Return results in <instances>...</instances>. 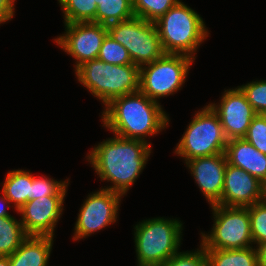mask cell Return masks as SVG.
<instances>
[{"instance_id": "obj_25", "label": "cell", "mask_w": 266, "mask_h": 266, "mask_svg": "<svg viewBox=\"0 0 266 266\" xmlns=\"http://www.w3.org/2000/svg\"><path fill=\"white\" fill-rule=\"evenodd\" d=\"M68 184V179L59 182L48 177H34L32 175L31 200L44 196H66Z\"/></svg>"}, {"instance_id": "obj_34", "label": "cell", "mask_w": 266, "mask_h": 266, "mask_svg": "<svg viewBox=\"0 0 266 266\" xmlns=\"http://www.w3.org/2000/svg\"><path fill=\"white\" fill-rule=\"evenodd\" d=\"M93 1H96V4H101V2H102L103 0H93Z\"/></svg>"}, {"instance_id": "obj_9", "label": "cell", "mask_w": 266, "mask_h": 266, "mask_svg": "<svg viewBox=\"0 0 266 266\" xmlns=\"http://www.w3.org/2000/svg\"><path fill=\"white\" fill-rule=\"evenodd\" d=\"M108 34L123 45L136 66H143L160 58L164 52L154 22L134 16L107 26Z\"/></svg>"}, {"instance_id": "obj_13", "label": "cell", "mask_w": 266, "mask_h": 266, "mask_svg": "<svg viewBox=\"0 0 266 266\" xmlns=\"http://www.w3.org/2000/svg\"><path fill=\"white\" fill-rule=\"evenodd\" d=\"M265 199V185L245 170L226 165L221 200L217 205L248 207Z\"/></svg>"}, {"instance_id": "obj_5", "label": "cell", "mask_w": 266, "mask_h": 266, "mask_svg": "<svg viewBox=\"0 0 266 266\" xmlns=\"http://www.w3.org/2000/svg\"><path fill=\"white\" fill-rule=\"evenodd\" d=\"M137 266H162L178 253L182 222L176 219L153 218L135 227Z\"/></svg>"}, {"instance_id": "obj_10", "label": "cell", "mask_w": 266, "mask_h": 266, "mask_svg": "<svg viewBox=\"0 0 266 266\" xmlns=\"http://www.w3.org/2000/svg\"><path fill=\"white\" fill-rule=\"evenodd\" d=\"M122 196L104 188L88 195L79 210L73 239H83L116 222Z\"/></svg>"}, {"instance_id": "obj_32", "label": "cell", "mask_w": 266, "mask_h": 266, "mask_svg": "<svg viewBox=\"0 0 266 266\" xmlns=\"http://www.w3.org/2000/svg\"><path fill=\"white\" fill-rule=\"evenodd\" d=\"M2 195H3L2 197L0 196V197H1L0 200H1V202H3L4 204H3V203H2L3 205L0 204V217H8V216H11V215L6 211V209H5L6 207H8V208L11 207V206H10V204H11V203H10V200L4 195L3 192H2ZM5 204H6L7 206H6Z\"/></svg>"}, {"instance_id": "obj_22", "label": "cell", "mask_w": 266, "mask_h": 266, "mask_svg": "<svg viewBox=\"0 0 266 266\" xmlns=\"http://www.w3.org/2000/svg\"><path fill=\"white\" fill-rule=\"evenodd\" d=\"M64 13V23H95L97 12L93 0H58Z\"/></svg>"}, {"instance_id": "obj_21", "label": "cell", "mask_w": 266, "mask_h": 266, "mask_svg": "<svg viewBox=\"0 0 266 266\" xmlns=\"http://www.w3.org/2000/svg\"><path fill=\"white\" fill-rule=\"evenodd\" d=\"M134 16L133 0H103L97 4L95 23L108 26Z\"/></svg>"}, {"instance_id": "obj_19", "label": "cell", "mask_w": 266, "mask_h": 266, "mask_svg": "<svg viewBox=\"0 0 266 266\" xmlns=\"http://www.w3.org/2000/svg\"><path fill=\"white\" fill-rule=\"evenodd\" d=\"M208 266H259L257 249H205Z\"/></svg>"}, {"instance_id": "obj_27", "label": "cell", "mask_w": 266, "mask_h": 266, "mask_svg": "<svg viewBox=\"0 0 266 266\" xmlns=\"http://www.w3.org/2000/svg\"><path fill=\"white\" fill-rule=\"evenodd\" d=\"M238 87L246 95L257 114H263L266 111V80L252 81Z\"/></svg>"}, {"instance_id": "obj_6", "label": "cell", "mask_w": 266, "mask_h": 266, "mask_svg": "<svg viewBox=\"0 0 266 266\" xmlns=\"http://www.w3.org/2000/svg\"><path fill=\"white\" fill-rule=\"evenodd\" d=\"M227 142L219 116L208 104L196 112L177 144L175 153L184 158L186 162L199 157L224 153Z\"/></svg>"}, {"instance_id": "obj_28", "label": "cell", "mask_w": 266, "mask_h": 266, "mask_svg": "<svg viewBox=\"0 0 266 266\" xmlns=\"http://www.w3.org/2000/svg\"><path fill=\"white\" fill-rule=\"evenodd\" d=\"M244 139L266 155V118L262 114L253 118Z\"/></svg>"}, {"instance_id": "obj_14", "label": "cell", "mask_w": 266, "mask_h": 266, "mask_svg": "<svg viewBox=\"0 0 266 266\" xmlns=\"http://www.w3.org/2000/svg\"><path fill=\"white\" fill-rule=\"evenodd\" d=\"M65 196H44L25 203L17 212L28 235L52 236L62 215Z\"/></svg>"}, {"instance_id": "obj_31", "label": "cell", "mask_w": 266, "mask_h": 266, "mask_svg": "<svg viewBox=\"0 0 266 266\" xmlns=\"http://www.w3.org/2000/svg\"><path fill=\"white\" fill-rule=\"evenodd\" d=\"M259 266H266V242L257 246Z\"/></svg>"}, {"instance_id": "obj_35", "label": "cell", "mask_w": 266, "mask_h": 266, "mask_svg": "<svg viewBox=\"0 0 266 266\" xmlns=\"http://www.w3.org/2000/svg\"><path fill=\"white\" fill-rule=\"evenodd\" d=\"M262 115L266 118V111Z\"/></svg>"}, {"instance_id": "obj_3", "label": "cell", "mask_w": 266, "mask_h": 266, "mask_svg": "<svg viewBox=\"0 0 266 266\" xmlns=\"http://www.w3.org/2000/svg\"><path fill=\"white\" fill-rule=\"evenodd\" d=\"M154 24L166 54H181L196 59L194 53L208 37V30L200 15L181 1Z\"/></svg>"}, {"instance_id": "obj_8", "label": "cell", "mask_w": 266, "mask_h": 266, "mask_svg": "<svg viewBox=\"0 0 266 266\" xmlns=\"http://www.w3.org/2000/svg\"><path fill=\"white\" fill-rule=\"evenodd\" d=\"M214 224L210 234H202L204 249H244L251 247L250 216L247 207L211 205ZM251 244V245H250Z\"/></svg>"}, {"instance_id": "obj_2", "label": "cell", "mask_w": 266, "mask_h": 266, "mask_svg": "<svg viewBox=\"0 0 266 266\" xmlns=\"http://www.w3.org/2000/svg\"><path fill=\"white\" fill-rule=\"evenodd\" d=\"M102 122L117 136L147 142L145 137L166 128L169 118L157 101L137 91L117 97L106 105Z\"/></svg>"}, {"instance_id": "obj_24", "label": "cell", "mask_w": 266, "mask_h": 266, "mask_svg": "<svg viewBox=\"0 0 266 266\" xmlns=\"http://www.w3.org/2000/svg\"><path fill=\"white\" fill-rule=\"evenodd\" d=\"M98 59L113 65L133 64L128 50L116 42L109 34L103 40Z\"/></svg>"}, {"instance_id": "obj_7", "label": "cell", "mask_w": 266, "mask_h": 266, "mask_svg": "<svg viewBox=\"0 0 266 266\" xmlns=\"http://www.w3.org/2000/svg\"><path fill=\"white\" fill-rule=\"evenodd\" d=\"M193 61L186 55L164 53L140 67L139 91L154 101L174 94L185 83Z\"/></svg>"}, {"instance_id": "obj_23", "label": "cell", "mask_w": 266, "mask_h": 266, "mask_svg": "<svg viewBox=\"0 0 266 266\" xmlns=\"http://www.w3.org/2000/svg\"><path fill=\"white\" fill-rule=\"evenodd\" d=\"M179 0H133V12L138 18L155 22Z\"/></svg>"}, {"instance_id": "obj_12", "label": "cell", "mask_w": 266, "mask_h": 266, "mask_svg": "<svg viewBox=\"0 0 266 266\" xmlns=\"http://www.w3.org/2000/svg\"><path fill=\"white\" fill-rule=\"evenodd\" d=\"M209 105L219 116L227 140L244 138L257 115L239 87L225 90L219 105Z\"/></svg>"}, {"instance_id": "obj_1", "label": "cell", "mask_w": 266, "mask_h": 266, "mask_svg": "<svg viewBox=\"0 0 266 266\" xmlns=\"http://www.w3.org/2000/svg\"><path fill=\"white\" fill-rule=\"evenodd\" d=\"M151 153V144L120 136L100 142L87 159L101 181H111L104 189L125 195L140 175Z\"/></svg>"}, {"instance_id": "obj_18", "label": "cell", "mask_w": 266, "mask_h": 266, "mask_svg": "<svg viewBox=\"0 0 266 266\" xmlns=\"http://www.w3.org/2000/svg\"><path fill=\"white\" fill-rule=\"evenodd\" d=\"M32 174L29 171L13 170L7 173L2 192L19 210L31 200Z\"/></svg>"}, {"instance_id": "obj_17", "label": "cell", "mask_w": 266, "mask_h": 266, "mask_svg": "<svg viewBox=\"0 0 266 266\" xmlns=\"http://www.w3.org/2000/svg\"><path fill=\"white\" fill-rule=\"evenodd\" d=\"M52 244V236L29 235L9 256L10 266H47Z\"/></svg>"}, {"instance_id": "obj_15", "label": "cell", "mask_w": 266, "mask_h": 266, "mask_svg": "<svg viewBox=\"0 0 266 266\" xmlns=\"http://www.w3.org/2000/svg\"><path fill=\"white\" fill-rule=\"evenodd\" d=\"M198 187L211 204L221 200L227 159L225 153L199 157L185 163Z\"/></svg>"}, {"instance_id": "obj_16", "label": "cell", "mask_w": 266, "mask_h": 266, "mask_svg": "<svg viewBox=\"0 0 266 266\" xmlns=\"http://www.w3.org/2000/svg\"><path fill=\"white\" fill-rule=\"evenodd\" d=\"M227 163L239 167L266 186V155L244 138L228 140L225 148Z\"/></svg>"}, {"instance_id": "obj_11", "label": "cell", "mask_w": 266, "mask_h": 266, "mask_svg": "<svg viewBox=\"0 0 266 266\" xmlns=\"http://www.w3.org/2000/svg\"><path fill=\"white\" fill-rule=\"evenodd\" d=\"M65 33L54 41L67 54L75 58V70L93 59H97L103 40L108 34L106 25L85 22L65 23Z\"/></svg>"}, {"instance_id": "obj_29", "label": "cell", "mask_w": 266, "mask_h": 266, "mask_svg": "<svg viewBox=\"0 0 266 266\" xmlns=\"http://www.w3.org/2000/svg\"><path fill=\"white\" fill-rule=\"evenodd\" d=\"M162 266H208L207 254L204 246L200 244L199 250L178 252Z\"/></svg>"}, {"instance_id": "obj_33", "label": "cell", "mask_w": 266, "mask_h": 266, "mask_svg": "<svg viewBox=\"0 0 266 266\" xmlns=\"http://www.w3.org/2000/svg\"><path fill=\"white\" fill-rule=\"evenodd\" d=\"M0 266H10L9 256H0Z\"/></svg>"}, {"instance_id": "obj_30", "label": "cell", "mask_w": 266, "mask_h": 266, "mask_svg": "<svg viewBox=\"0 0 266 266\" xmlns=\"http://www.w3.org/2000/svg\"><path fill=\"white\" fill-rule=\"evenodd\" d=\"M15 0H0V24L11 20L14 16Z\"/></svg>"}, {"instance_id": "obj_4", "label": "cell", "mask_w": 266, "mask_h": 266, "mask_svg": "<svg viewBox=\"0 0 266 266\" xmlns=\"http://www.w3.org/2000/svg\"><path fill=\"white\" fill-rule=\"evenodd\" d=\"M75 74L105 106L117 97L139 91L140 67L135 64L113 65L97 58L80 65Z\"/></svg>"}, {"instance_id": "obj_20", "label": "cell", "mask_w": 266, "mask_h": 266, "mask_svg": "<svg viewBox=\"0 0 266 266\" xmlns=\"http://www.w3.org/2000/svg\"><path fill=\"white\" fill-rule=\"evenodd\" d=\"M28 236L20 220L0 217V256L12 255Z\"/></svg>"}, {"instance_id": "obj_26", "label": "cell", "mask_w": 266, "mask_h": 266, "mask_svg": "<svg viewBox=\"0 0 266 266\" xmlns=\"http://www.w3.org/2000/svg\"><path fill=\"white\" fill-rule=\"evenodd\" d=\"M251 236L254 244L266 242V199L248 206Z\"/></svg>"}]
</instances>
